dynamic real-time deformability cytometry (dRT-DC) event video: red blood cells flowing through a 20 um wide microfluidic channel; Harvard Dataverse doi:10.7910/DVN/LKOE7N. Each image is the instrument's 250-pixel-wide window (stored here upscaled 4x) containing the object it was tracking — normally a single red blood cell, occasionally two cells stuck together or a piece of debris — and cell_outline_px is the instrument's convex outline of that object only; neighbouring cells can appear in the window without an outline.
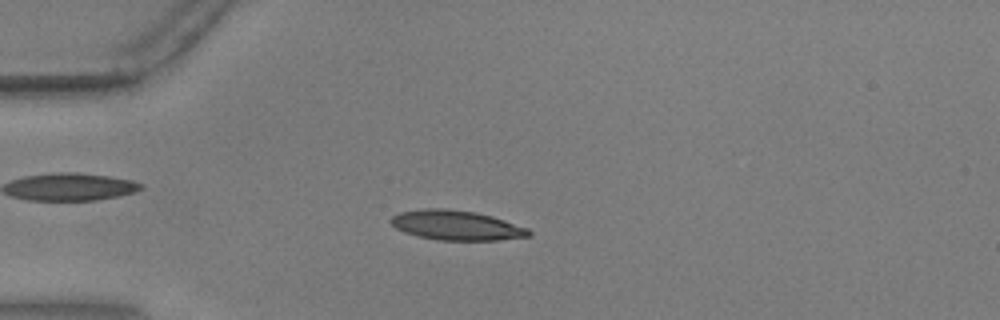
{"species": "common noctule bat (a hibernating species)", "species_latin": "Nyctalus noctula", "temperature_condition": "warm", "stored_images_in_passage": 56, "camera_frame_rate_fps": 3000, "um_per_image_px": 0.085, "animal": {"sex": "male", "body_mass_g": 17.9, "forearm_length_mm": 54.2}, "frame": {"image": 1, "passage_image": 14, "time_ms": 4.333, "image_size_px": [1000, 320], "cell_outline_px": [[532, 236], [500, 240], [436, 240], [416, 236], [404, 232], [396, 228], [388, 220], [392, 216], [400, 212], [424, 208], [448, 208], [476, 212], [492, 216], [528, 228], [532, 232]], "centroid_in_image_um": [38.79, 19.15], "position_along_channel_um": 46.2, "area_um2": 24.16}}
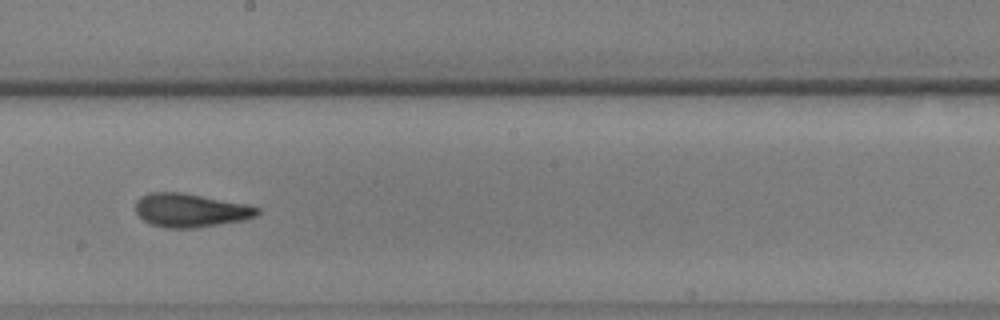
{"frame": {"image": 2, "passage_image": 31, "time_ms": 10.0, "image_size_px": [1000, 320], "cell_outline_px": [[260, 212], [256, 216], [244, 220], [192, 228], [164, 228], [152, 224], [144, 220], [136, 212], [136, 200], [140, 196], [148, 192], [180, 192], [248, 204], [260, 208]], "centroid_in_image_um": [16.19, 17.86], "position_along_channel_um": 232.0, "area_um2": 23.81}}
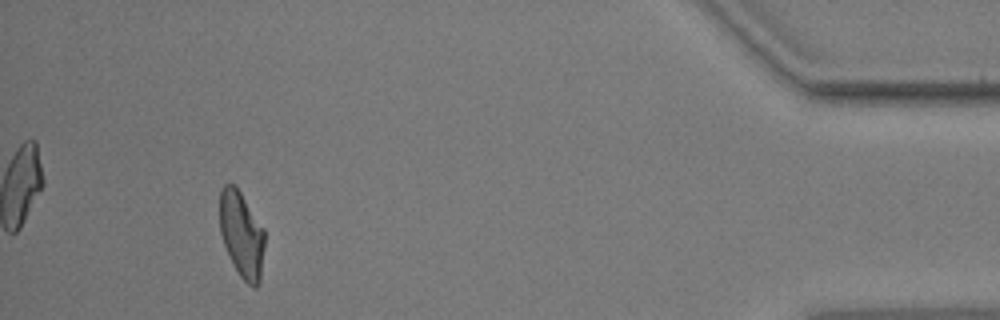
{"frame": {"image": 3, "passage_image": 51, "time_ms": 16.667, "image_size_px": [1000, 320], "cell_outline_px": [[264, 248], [260, 280], [256, 288], [252, 288], [240, 276], [232, 264], [224, 244], [220, 232], [220, 192], [224, 184], [236, 184], [264, 228]], "centroid_in_image_um": [20.54, 19.92], "position_along_channel_um": 414.7, "area_um2": 22.72}, "authors_computed_cell_mechanics": {"area_um2": 23.2934, "velocity_mm_per_s": 3.6355, "shape_relaxation_time_tau1_ms": 5.1057, "shape_relaxation_time_tau2_ms": 1.9374, "deformation_change_tau1": 0.1734, "deformation_change_tau2": 0.0917}}